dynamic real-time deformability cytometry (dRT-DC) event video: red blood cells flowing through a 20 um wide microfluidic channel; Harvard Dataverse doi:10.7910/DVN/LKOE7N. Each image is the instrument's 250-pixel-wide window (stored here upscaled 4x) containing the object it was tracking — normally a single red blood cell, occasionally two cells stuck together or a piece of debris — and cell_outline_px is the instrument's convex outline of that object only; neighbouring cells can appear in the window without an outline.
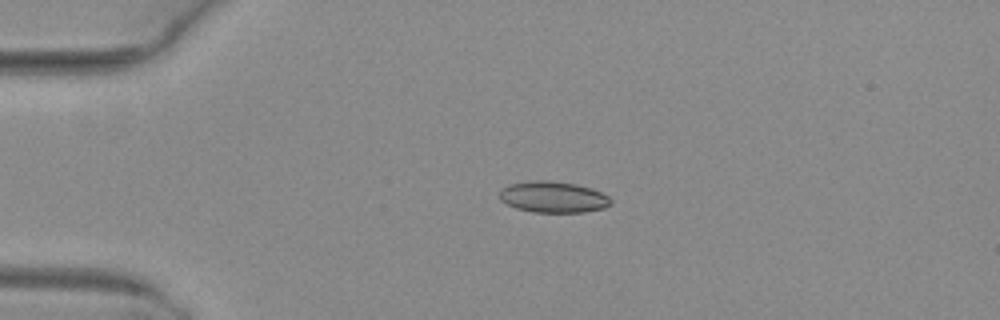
{"species": "common noctule bat (a hibernating species)", "species_latin": "Nyctalus noctula", "temperature_condition": "warm", "stored_images_in_passage": 2, "camera_frame_rate_fps": 3000, "um_per_image_px": 0.085, "animal": {"sex": "female", "body_mass_g": 29.2, "forearm_length_mm": 56.3}, "frame": {"image": 1, "passage_image": 1, "time_ms": 0.0, "image_size_px": [1000, 320], "cell_outline_px": [[612, 204], [604, 208], [584, 212], [532, 212], [516, 208], [500, 200], [500, 188], [508, 184], [528, 180], [548, 180], [576, 184], [592, 188], [608, 196], [612, 200]], "centroid_in_image_um": [47.01, 16.73], "position_along_channel_um": 38.0, "area_um2": 20.46}}